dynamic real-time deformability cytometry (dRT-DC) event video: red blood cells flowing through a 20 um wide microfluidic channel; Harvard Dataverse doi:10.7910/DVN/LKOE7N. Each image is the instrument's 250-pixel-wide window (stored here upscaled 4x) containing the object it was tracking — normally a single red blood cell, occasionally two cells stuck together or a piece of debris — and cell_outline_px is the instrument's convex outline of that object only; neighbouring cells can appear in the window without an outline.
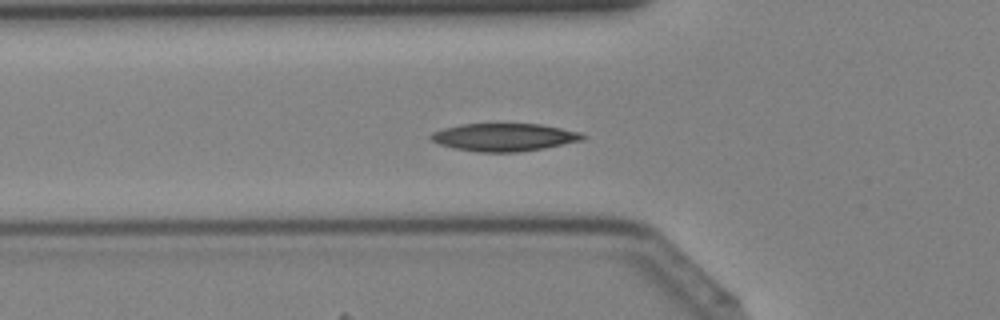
{"species": "Egyptian fruit bat (a non-hibernating species)", "species_latin": "Rousettus aegyptiacus", "temperature_condition": "cold", "stored_images_in_passage": 43, "segment_of_instrument_passage": [1, 2], "camera_frame_rate_fps": 3000, "um_per_image_px": 0.085, "animal": {"sex": "female"}, "frame": {"image": 1, "passage_image": 14, "time_ms": 4.333, "image_size_px": [1000, 320], "cell_outline_px": [[588, 136], [584, 140], [544, 148], [520, 152], [476, 152], [456, 148], [440, 144], [432, 140], [428, 136], [432, 132], [444, 128], [460, 124], [540, 124], [584, 132]], "centroid_in_image_um": [42.91, 11.66], "position_along_channel_um": 82.9, "area_um2": 24.74}}
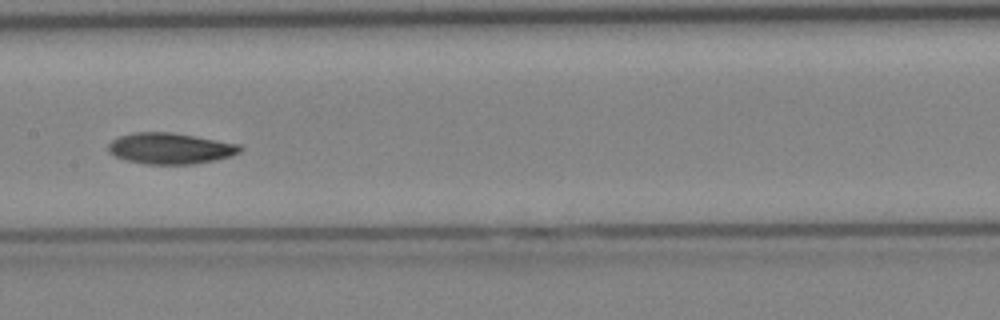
{"frame": {"image": 2, "passage_image": 21, "time_ms": 6.667, "image_size_px": [1000, 320], "cell_outline_px": [[244, 148], [240, 152], [216, 160], [192, 164], [148, 164], [124, 160], [108, 152], [108, 144], [112, 140], [120, 136], [136, 132], [172, 132], [240, 144]], "centroid_in_image_um": [14.47, 12.61], "position_along_channel_um": 192.9, "area_um2": 23.81}}
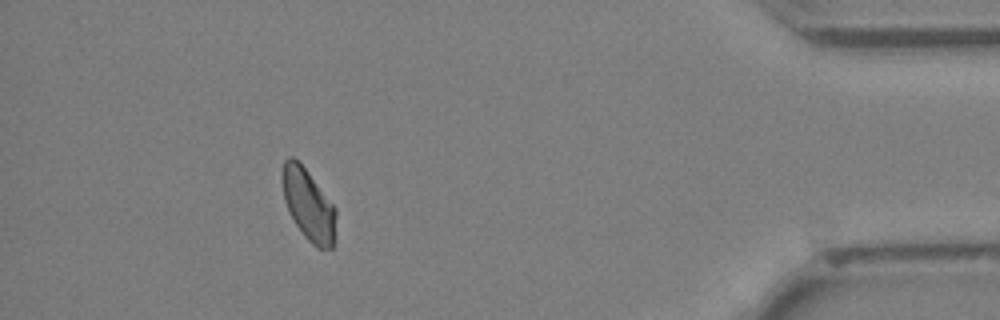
{"frame": {"image": 3, "passage_image": 38, "time_ms": 12.333, "image_size_px": [1000, 320], "cell_outline_px": [[336, 216], [332, 248], [316, 248], [304, 236], [296, 224], [284, 200], [284, 160], [288, 156], [292, 156], [308, 172], [336, 208]], "centroid_in_image_um": [26.25, 17.43], "position_along_channel_um": 409.0, "area_um2": 21.56}}